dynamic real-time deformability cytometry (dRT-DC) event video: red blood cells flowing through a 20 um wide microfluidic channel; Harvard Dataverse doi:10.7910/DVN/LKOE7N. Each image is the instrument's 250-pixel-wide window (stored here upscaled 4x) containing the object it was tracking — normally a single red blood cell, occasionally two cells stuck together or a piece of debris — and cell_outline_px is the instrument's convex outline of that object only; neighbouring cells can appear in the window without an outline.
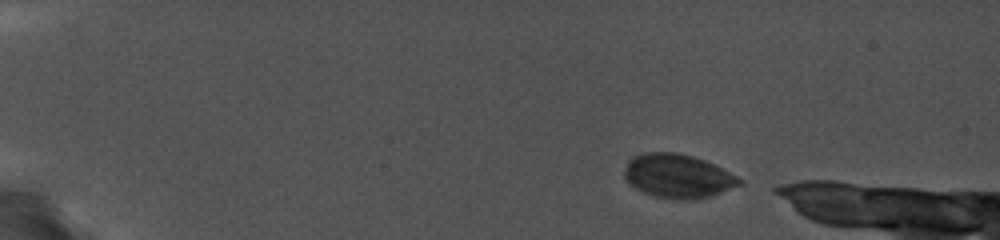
{"species": "common noctule bat (a hibernating species)", "species_latin": "Nyctalus noctula", "temperature_condition": "cold", "stored_images_in_passage": 53, "camera_frame_rate_fps": 5000, "um_per_image_px": 0.085, "animal": {"sex": "female", "body_mass_g": 19.0, "forearm_length_mm": 56.7}, "frame": {"image": 1, "passage_image": 1, "time_ms": 0.0, "image_size_px": [1000, 240], "cell_outline_px": [[740, 184], [708, 196], [656, 196], [644, 192], [636, 188], [624, 176], [624, 172], [628, 164], [636, 156], [648, 152], [676, 152], [692, 156], [704, 160], [720, 168], [740, 180]], "centroid_in_image_um": [57.56, 14.9], "position_along_channel_um": 27.4, "area_um2": 27.34}}
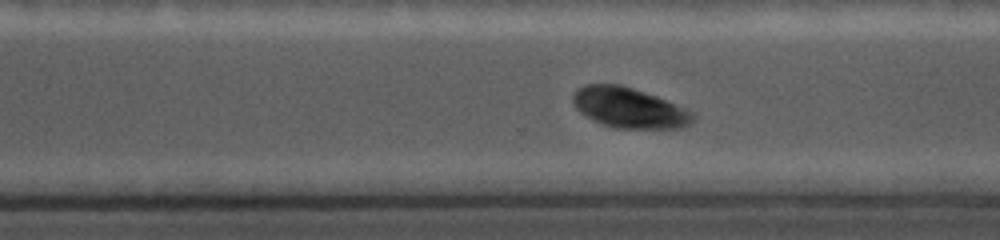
{"frame": {"image": 2, "passage_image": 34, "time_ms": 10.8, "image_size_px": [1000, 240], "cell_outline_px": [[692, 120], [688, 124], [680, 128], [616, 128], [604, 124], [580, 112], [576, 108], [572, 100], [572, 96], [584, 84], [620, 84], [656, 96], [688, 112], [692, 116]], "centroid_in_image_um": [53.39, 9.15], "position_along_channel_um": 317.2, "area_um2": 27.17}}
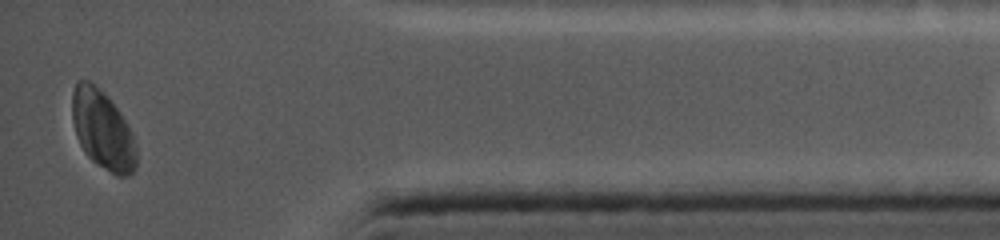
{"frame": {"image": 3, "passage_image": 52, "time_ms": 14.2, "image_size_px": [1000, 240], "cell_outline_px": [[136, 168], [128, 176], [116, 176], [92, 160], [84, 152], [80, 144], [72, 120], [72, 92], [76, 84], [80, 80], [88, 80], [120, 112], [128, 124], [136, 148]], "centroid_in_image_um": [8.72, 11.09], "position_along_channel_um": 426.5, "area_um2": 28.84}}